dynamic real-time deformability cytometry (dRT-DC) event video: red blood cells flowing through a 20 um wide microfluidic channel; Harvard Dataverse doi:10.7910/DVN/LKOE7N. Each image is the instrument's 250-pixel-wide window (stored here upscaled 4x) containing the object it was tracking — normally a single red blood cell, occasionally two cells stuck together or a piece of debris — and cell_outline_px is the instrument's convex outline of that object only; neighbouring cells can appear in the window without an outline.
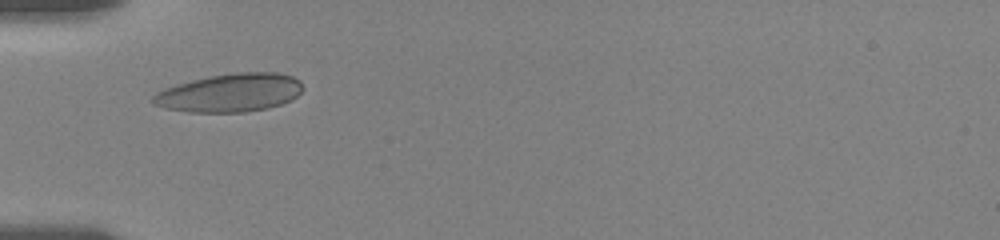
{"species": "human", "species_latin": "Homo sapiens", "temperature_condition": "room temperature", "stored_images_in_passage": 29, "camera_frame_rate_fps": 3000, "um_per_image_px": 0.085, "donor": {"sex": "female"}, "frame": {"image": 1, "passage_image": 4, "time_ms": 3.0, "image_size_px": [1000, 240], "cell_outline_px": [[304, 88], [292, 100], [268, 108], [244, 112], [188, 112], [164, 108], [152, 104], [152, 96], [156, 92], [164, 88], [176, 84], [192, 80], [212, 76], [236, 72], [280, 72], [292, 76], [300, 80]], "centroid_in_image_um": [19.55, 7.88], "position_along_channel_um": 65.5, "area_um2": 33.64}}
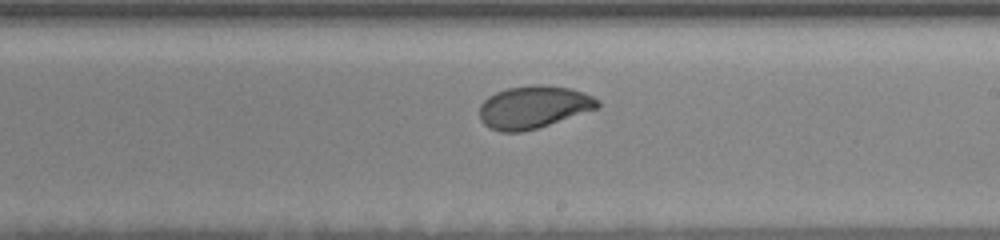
{"frame": {"image": 2, "passage_image": 13, "time_ms": 8.0, "image_size_px": [1000, 240], "cell_outline_px": [[600, 108], [536, 128], [520, 132], [500, 132], [488, 128], [480, 120], [480, 104], [488, 96], [496, 92], [508, 88], [532, 84], [540, 84], [568, 88], [584, 92], [600, 100]], "centroid_in_image_um": [45.35, 9.1], "position_along_channel_um": 243.7, "area_um2": 29.42}}
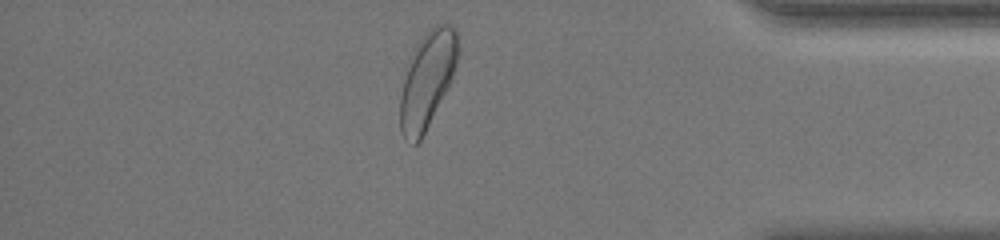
{"frame": {"image": 3, "passage_image": 24, "time_ms": 13.0, "image_size_px": [1000, 240], "cell_outline_px": [[456, 64], [452, 76], [420, 140], [416, 144], [412, 144], [404, 136], [400, 128], [400, 96], [404, 80], [416, 44], [424, 32], [436, 24], [448, 24], [456, 28]], "centroid_in_image_um": [36.29, 6.75], "position_along_channel_um": 398.9, "area_um2": 31.04}, "authors_computed_cell_mechanics": {"area_um2": 29.767, "velocity_mm_per_s": 3.6007, "shape_relaxation_time_tau1_ms": 2.1907, "shape_relaxation_time_tau2_ms": 1.632, "deformation_change_tau1": 0.0856, "deformation_change_tau2": 0.0508}}